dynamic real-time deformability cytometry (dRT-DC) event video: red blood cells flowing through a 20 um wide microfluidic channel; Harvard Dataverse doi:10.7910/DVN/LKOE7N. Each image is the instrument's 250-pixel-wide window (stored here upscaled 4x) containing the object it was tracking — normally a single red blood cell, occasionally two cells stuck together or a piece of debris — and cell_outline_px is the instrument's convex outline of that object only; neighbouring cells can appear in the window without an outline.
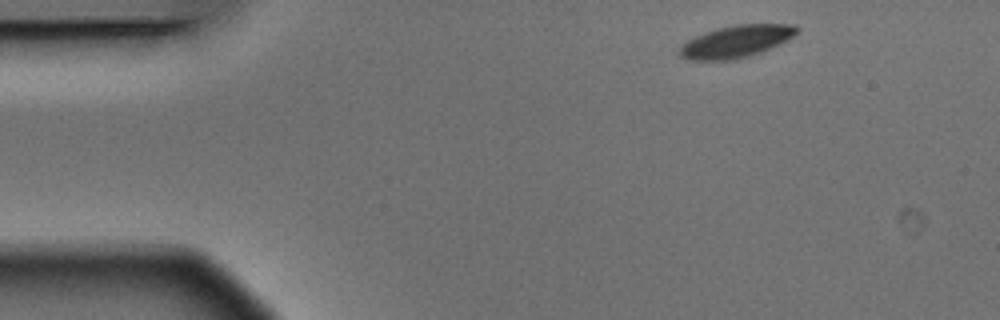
{"species": "Egyptian fruit bat (a non-hibernating species)", "species_latin": "Rousettus aegyptiacus", "temperature_condition": "warm", "stored_images_in_passage": 4, "camera_frame_rate_fps": 3000, "um_per_image_px": 0.085, "animal": {"sex": "male"}, "frame": {"image": 1, "passage_image": 1, "time_ms": 0.0, "image_size_px": [1000, 320], "cell_outline_px": [[800, 28], [792, 36], [760, 52], [748, 56], [732, 60], [688, 60], [680, 56], [680, 48], [688, 40], [696, 36], [716, 28], [736, 24], [796, 24]], "centroid_in_image_um": [62.55, 3.51], "position_along_channel_um": 22.4, "area_um2": 21.56}}
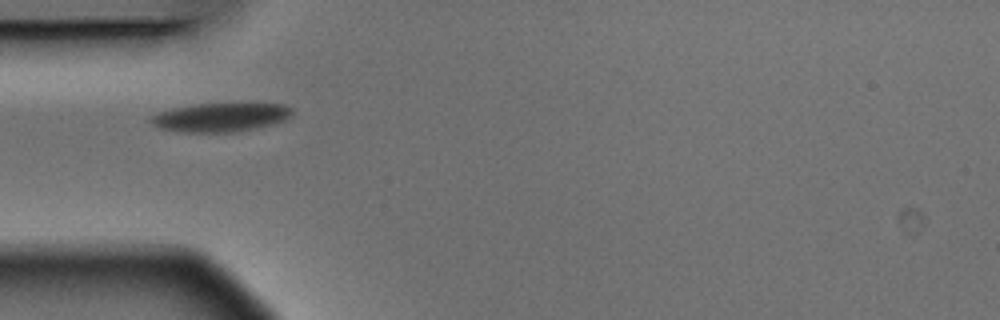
{"frame": {"image": 2, "passage_image": 3, "time_ms": 0.667, "image_size_px": [1000, 320], "cell_outline_px": [[292, 112], [284, 120], [236, 132], [180, 132], [160, 128], [152, 124], [148, 120], [152, 116], [160, 112], [176, 108], [196, 104], [284, 104], [292, 108]], "centroid_in_image_um": [18.7, 9.97], "position_along_channel_um": 66.3, "area_um2": 23.12}}
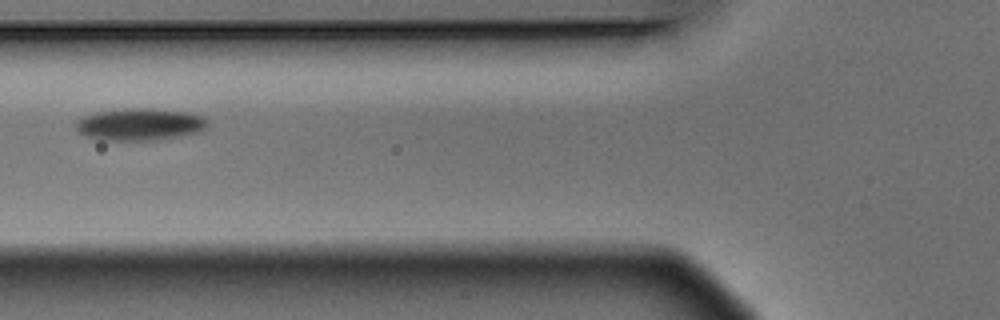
{"frame": {"image": 3, "passage_image": 4, "time_ms": 1.0, "image_size_px": [1000, 320], "cell_outline_px": [[208, 124], [200, 132], [156, 140], [104, 140], [84, 136], [76, 128], [76, 120], [84, 116], [96, 112], [124, 108], [152, 108], [188, 112], [200, 116]], "centroid_in_image_um": [11.85, 10.56], "position_along_channel_um": 114.0, "area_um2": 24.57}}